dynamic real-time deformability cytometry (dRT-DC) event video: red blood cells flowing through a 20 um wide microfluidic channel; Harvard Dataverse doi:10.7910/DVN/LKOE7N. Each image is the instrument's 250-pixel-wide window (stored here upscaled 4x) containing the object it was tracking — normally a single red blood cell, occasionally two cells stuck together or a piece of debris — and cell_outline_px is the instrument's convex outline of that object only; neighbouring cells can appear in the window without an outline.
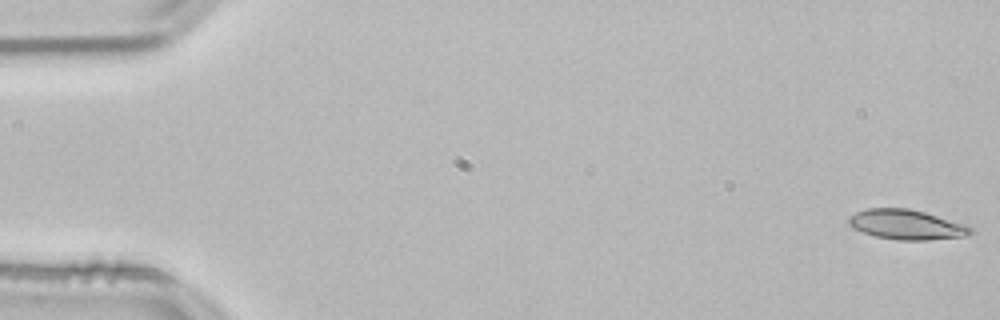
{"species": "common noctule bat (a hibernating species)", "species_latin": "Nyctalus noctula", "temperature_condition": "room temperature", "stored_images_in_passage": 49, "camera_frame_rate_fps": 3000, "um_per_image_px": 0.085, "animal": {"sex": "male", "body_mass_g": 21.5, "forearm_length_mm": 52.0}, "frame": {"image": 1, "passage_image": 1, "time_ms": 0.0, "image_size_px": [1000, 320], "cell_outline_px": [[972, 232], [968, 236], [928, 240], [896, 240], [876, 236], [852, 228], [848, 224], [848, 216], [856, 212], [868, 208], [908, 208], [924, 212], [968, 224], [972, 228]], "centroid_in_image_um": [77.07, 19.09], "position_along_channel_um": 7.9, "area_um2": 21.39}}
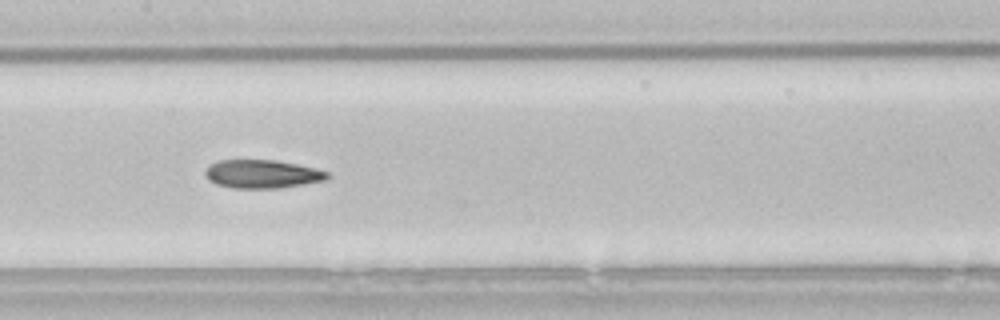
{"frame": {"image": 2, "passage_image": 26, "time_ms": 8.333, "image_size_px": [1000, 320], "cell_outline_px": [[328, 176], [324, 180], [304, 184], [280, 188], [232, 188], [216, 184], [208, 180], [204, 176], [204, 172], [212, 164], [220, 160], [276, 160], [316, 168], [328, 172]], "centroid_in_image_um": [22.26, 14.79], "position_along_channel_um": 185.1, "area_um2": 20.11}}
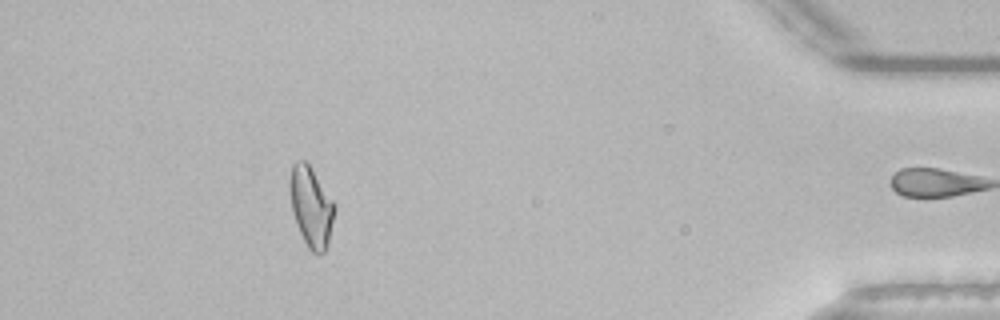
{"frame": {"image": 3, "passage_image": 48, "time_ms": 15.667, "image_size_px": [1000, 320], "cell_outline_px": [[332, 220], [328, 244], [324, 252], [320, 256], [316, 256], [308, 248], [296, 224], [292, 212], [288, 184], [288, 180], [292, 164], [296, 160], [304, 160], [308, 164], [332, 200]], "centroid_in_image_um": [26.38, 17.59], "position_along_channel_um": 408.8, "area_um2": 20.52}, "authors_computed_cell_mechanics": {"area_um2": 20.519, "velocity_mm_per_s": 3.8323, "shape_relaxation_time_tau1_ms": null, "shape_relaxation_time_tau2_ms": 3.6989, "deformation_change_tau1": null, "deformation_change_tau2": 0.1154}}